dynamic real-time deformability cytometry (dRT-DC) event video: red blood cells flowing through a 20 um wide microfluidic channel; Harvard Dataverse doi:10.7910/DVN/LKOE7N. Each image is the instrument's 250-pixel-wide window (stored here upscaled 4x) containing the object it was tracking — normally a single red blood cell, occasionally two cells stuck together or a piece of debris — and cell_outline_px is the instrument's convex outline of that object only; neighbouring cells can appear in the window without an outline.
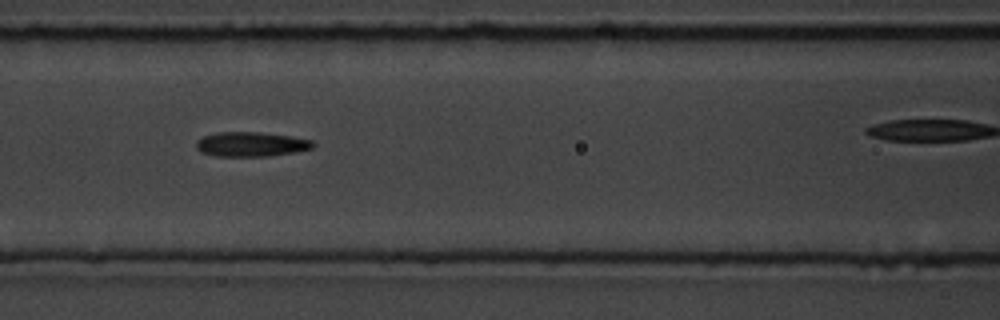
{"species": "common noctule bat (a hibernating species)", "species_latin": "Nyctalus noctula", "temperature_condition": "room temperature", "stored_images_in_passage": 6, "camera_frame_rate_fps": 3000, "um_per_image_px": 0.085, "animal": {"sex": "male", "body_mass_g": 19.5, "forearm_length_mm": 54.6}, "frame": {"image": 1, "passage_image": 4, "time_ms": 3.333, "image_size_px": [1000, 320], "cell_outline_px": [[316, 144], [312, 148], [296, 152], [268, 156], [216, 156], [200, 152], [196, 148], [196, 140], [204, 136], [220, 132], [256, 132], [288, 136], [312, 140]], "centroid_in_image_um": [21.33, 12.27], "position_along_channel_um": 145.3, "area_um2": 16.65}}
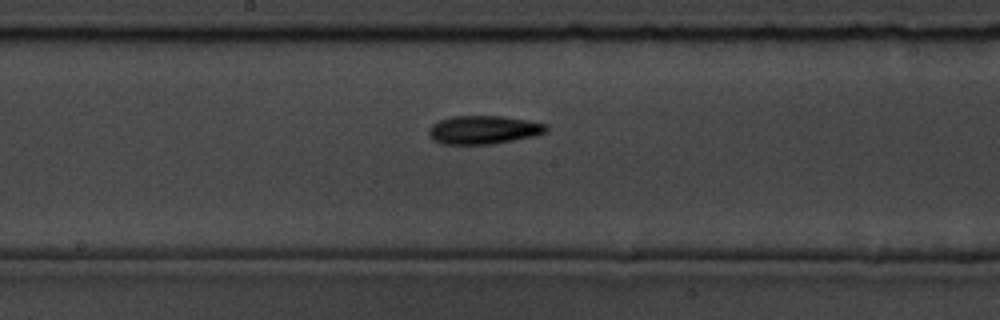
{"frame": {"image": 2, "passage_image": 6, "time_ms": 6.667, "image_size_px": [1000, 320], "cell_outline_px": [[548, 132], [536, 136], [492, 144], [440, 144], [432, 140], [428, 132], [432, 124], [440, 120], [452, 116], [500, 116], [528, 120], [548, 124]], "centroid_in_image_um": [41.13, 11.04], "position_along_channel_um": 207.1, "area_um2": 19.65}}